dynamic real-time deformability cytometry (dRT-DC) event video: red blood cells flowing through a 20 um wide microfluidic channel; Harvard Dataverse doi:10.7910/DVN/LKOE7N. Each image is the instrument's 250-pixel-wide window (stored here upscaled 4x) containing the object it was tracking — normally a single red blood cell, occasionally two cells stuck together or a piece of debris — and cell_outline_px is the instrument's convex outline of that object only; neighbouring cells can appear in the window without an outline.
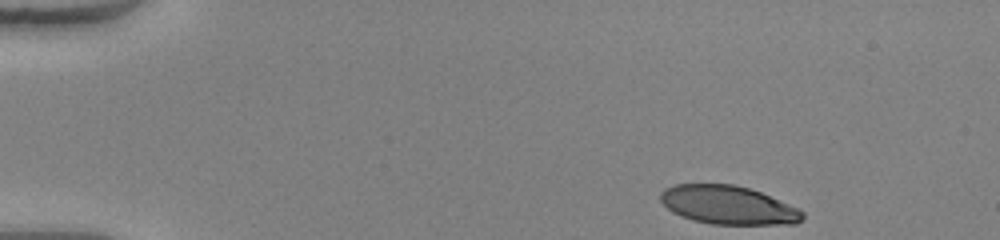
{"species": "human", "species_latin": "Homo sapiens", "temperature_condition": "warm", "stored_images_in_passage": 44, "camera_frame_rate_fps": 3000, "um_per_image_px": 0.085, "donor": {"sex": "female"}, "frame": {"image": 1, "passage_image": 1, "time_ms": 0.0, "image_size_px": [1000, 240], "cell_outline_px": [[804, 220], [796, 224], [712, 224], [692, 220], [680, 216], [672, 212], [660, 200], [660, 192], [664, 188], [676, 184], [732, 184], [748, 188], [760, 192], [788, 204], [804, 212]], "centroid_in_image_um": [61.87, 17.43], "position_along_channel_um": 23.1, "area_um2": 31.85}}
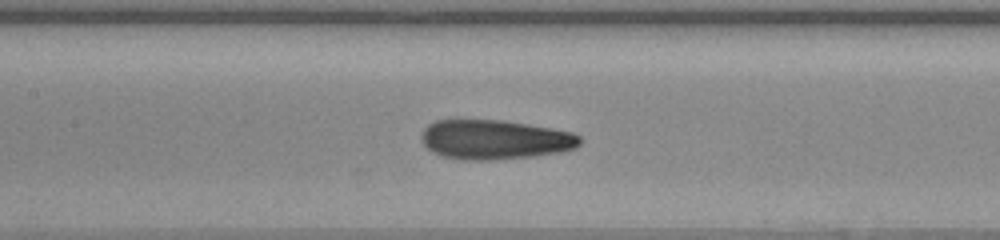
{"frame": {"image": 2, "passage_image": 19, "time_ms": 6.0, "image_size_px": [1000, 240], "cell_outline_px": [[580, 144], [576, 148], [560, 152], [536, 156], [492, 160], [464, 160], [440, 156], [432, 152], [420, 140], [420, 136], [424, 128], [428, 124], [436, 120], [504, 120], [552, 128], [572, 132], [580, 136]], "centroid_in_image_um": [42.04, 11.87], "position_along_channel_um": 165.4, "area_um2": 36.82}}
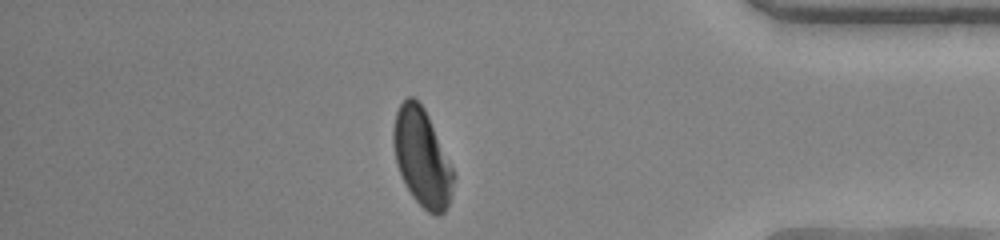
{"frame": {"image": 3, "passage_image": 38, "time_ms": 12.333, "image_size_px": [1000, 240], "cell_outline_px": [[456, 176], [452, 196], [444, 212], [436, 216], [428, 212], [412, 196], [396, 164], [392, 144], [392, 128], [396, 112], [400, 104], [408, 96], [412, 96], [424, 108], [428, 116]], "centroid_in_image_um": [35.86, 13.4], "position_along_channel_um": 399.3, "area_um2": 33.99}, "authors_computed_cell_mechanics": {"area_um2": 35.4314, "velocity_mm_per_s": 4.1262, "shape_relaxation_time_tau1_ms": 4.3313, "shape_relaxation_time_tau2_ms": 1.0607, "deformation_change_tau1": 0.2063, "deformation_change_tau2": 0.0778}}